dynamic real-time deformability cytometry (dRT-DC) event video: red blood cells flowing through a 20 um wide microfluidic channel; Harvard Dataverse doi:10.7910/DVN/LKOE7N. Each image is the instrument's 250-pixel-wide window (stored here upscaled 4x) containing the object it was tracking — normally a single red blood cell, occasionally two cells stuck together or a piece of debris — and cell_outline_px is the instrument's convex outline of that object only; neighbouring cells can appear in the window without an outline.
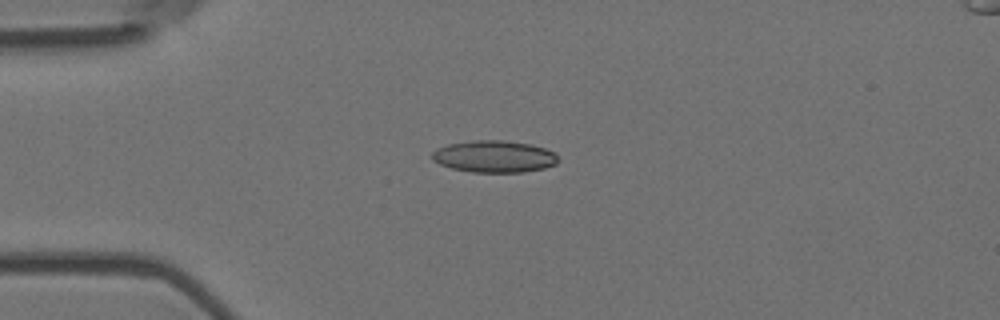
{"species": "Egyptian fruit bat (a non-hibernating species)", "species_latin": "Rousettus aegyptiacus", "temperature_condition": "room temperature", "stored_images_in_passage": 4, "camera_frame_rate_fps": 3000, "um_per_image_px": 0.085, "animal": {"sex": "female"}, "frame": {"image": 1, "passage_image": 4, "time_ms": 1.0, "image_size_px": [1000, 320], "cell_outline_px": [[556, 164], [544, 168], [524, 172], [472, 172], [452, 168], [440, 164], [432, 160], [432, 152], [436, 148], [448, 144], [472, 140], [504, 140], [532, 144], [544, 148], [552, 152], [556, 156]], "centroid_in_image_um": [41.97, 13.29], "position_along_channel_um": 43.0, "area_um2": 23.41}}